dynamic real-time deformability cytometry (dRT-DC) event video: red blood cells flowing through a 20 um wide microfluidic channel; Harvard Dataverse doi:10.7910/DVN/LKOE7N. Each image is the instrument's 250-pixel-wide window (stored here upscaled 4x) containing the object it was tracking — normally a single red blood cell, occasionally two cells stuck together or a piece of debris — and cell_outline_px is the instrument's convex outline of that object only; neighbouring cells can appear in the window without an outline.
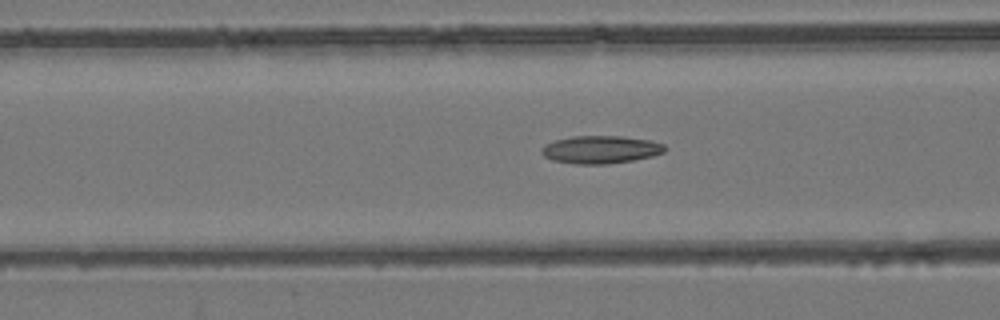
{"species": "common noctule bat (a hibernating species)", "species_latin": "Nyctalus noctula", "temperature_condition": "room temperature", "stored_images_in_passage": 45, "camera_frame_rate_fps": 3000, "um_per_image_px": 0.085, "animal": {"sex": "female", "body_mass_g": 24.6, "forearm_length_mm": 56.2}, "frame": {"image": 1, "passage_image": 22, "time_ms": 7.0, "image_size_px": [1000, 320], "cell_outline_px": [[668, 148], [664, 152], [652, 156], [632, 160], [608, 164], [576, 164], [552, 160], [544, 156], [540, 152], [540, 148], [544, 144], [556, 140], [572, 136], [620, 136], [652, 140], [664, 144]], "centroid_in_image_um": [51.05, 12.71], "position_along_channel_um": 115.5, "area_um2": 20.11}}
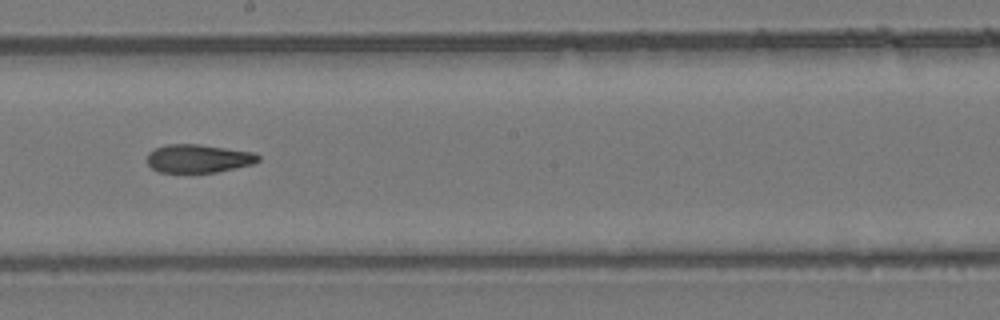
{"frame": {"image": 2, "passage_image": 31, "time_ms": 10.0, "image_size_px": [1000, 320], "cell_outline_px": [[260, 160], [252, 164], [236, 168], [216, 172], [160, 172], [152, 168], [148, 164], [148, 152], [156, 148], [168, 144], [200, 144], [256, 152], [260, 156]], "centroid_in_image_um": [16.9, 13.46], "position_along_channel_um": 231.3, "area_um2": 18.38}}
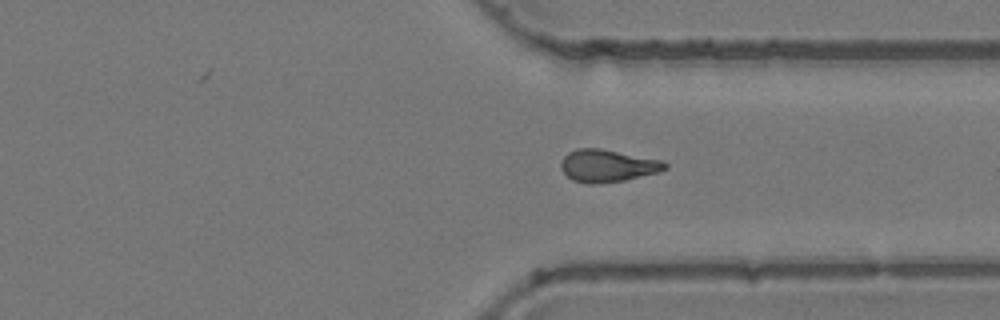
{"frame": {"image": 3, "passage_image": 41, "time_ms": 13.333, "image_size_px": [1000, 320], "cell_outline_px": [[668, 168], [660, 172], [624, 180], [600, 184], [588, 184], [572, 180], [560, 168], [560, 164], [564, 156], [568, 152], [576, 148], [600, 148], [660, 160], [668, 164]], "centroid_in_image_um": [51.62, 14.09], "position_along_channel_um": 359.8, "area_um2": 19.71}}